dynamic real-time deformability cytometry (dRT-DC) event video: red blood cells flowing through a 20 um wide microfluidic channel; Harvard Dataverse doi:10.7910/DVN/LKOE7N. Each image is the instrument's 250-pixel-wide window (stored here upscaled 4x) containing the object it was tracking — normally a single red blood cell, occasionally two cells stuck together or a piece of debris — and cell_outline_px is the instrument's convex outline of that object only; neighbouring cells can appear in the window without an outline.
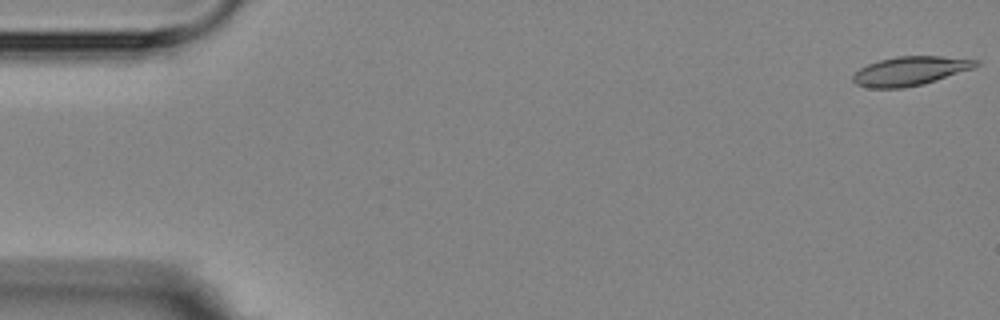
{"species": "Egyptian fruit bat (a non-hibernating species)", "species_latin": "Rousettus aegyptiacus", "temperature_condition": "room temperature", "stored_images_in_passage": 5, "camera_frame_rate_fps": 3000, "um_per_image_px": 0.085, "animal": {"sex": "female"}, "frame": {"image": 1, "passage_image": 1, "time_ms": 0.0, "image_size_px": [1000, 320], "cell_outline_px": [[980, 64], [972, 68], [924, 84], [904, 88], [868, 88], [856, 84], [852, 80], [852, 76], [860, 68], [868, 64], [880, 60], [896, 56], [940, 56], [980, 60]], "centroid_in_image_um": [77.34, 6.03], "position_along_channel_um": 7.7, "area_um2": 20.69}}
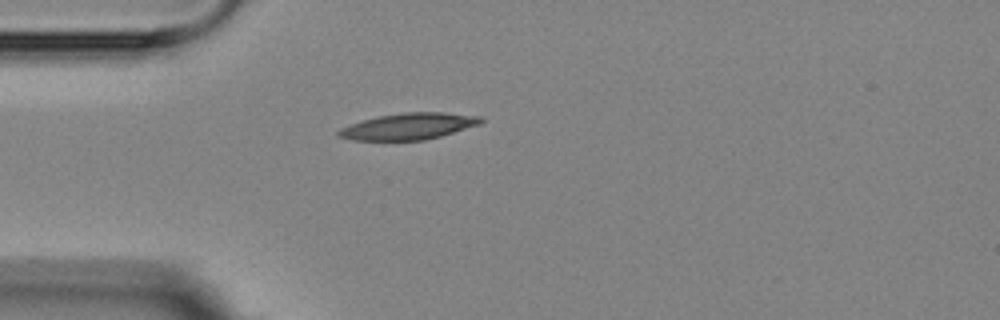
{"frame": {"image": 2, "passage_image": 5, "time_ms": 4.667, "image_size_px": [1000, 320], "cell_outline_px": [[484, 120], [480, 124], [440, 136], [424, 140], [352, 140], [336, 136], [336, 132], [340, 128], [376, 116], [404, 112], [444, 112], [480, 116]], "centroid_in_image_um": [34.72, 10.73], "position_along_channel_um": 50.3, "area_um2": 21.85}}